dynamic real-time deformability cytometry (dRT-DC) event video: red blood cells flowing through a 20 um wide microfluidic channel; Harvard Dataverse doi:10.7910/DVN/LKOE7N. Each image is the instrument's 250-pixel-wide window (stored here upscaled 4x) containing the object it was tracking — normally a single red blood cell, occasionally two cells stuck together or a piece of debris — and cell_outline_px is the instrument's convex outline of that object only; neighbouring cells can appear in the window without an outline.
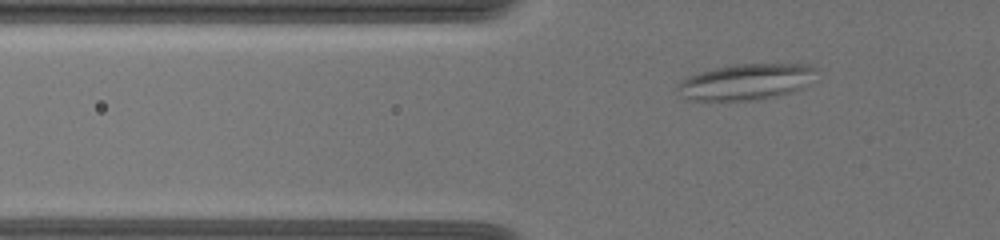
{"species": "common noctule bat (a hibernating species)", "species_latin": "Nyctalus noctula", "temperature_condition": "warm", "stored_images_in_passage": 61, "camera_frame_rate_fps": 3000, "um_per_image_px": 0.085, "animal": {"sex": "female", "body_mass_g": 19.5, "forearm_length_mm": 54.1}, "frame": {"image": 1, "passage_image": 11, "time_ms": 4.0, "image_size_px": [1000, 240], "cell_outline_px": [[816, 68], [804, 88], [792, 92], [760, 100], [688, 100], [676, 88], [676, 84], [700, 72], [740, 64], [812, 64]], "centroid_in_image_um": [63.44, 6.97], "position_along_channel_um": 62.4, "area_um2": 28.55}}
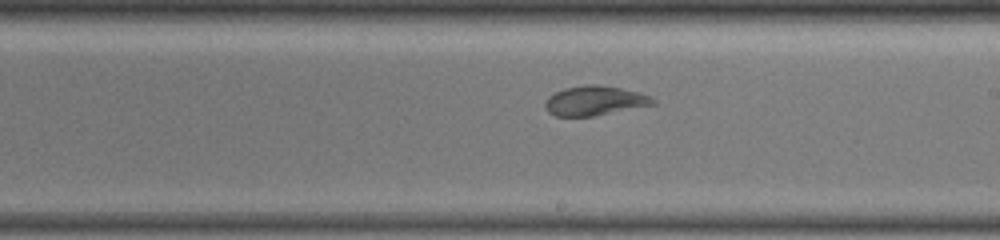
{"frame": {"image": 2, "passage_image": 32, "time_ms": 9.333, "image_size_px": [1000, 240], "cell_outline_px": [[656, 104], [592, 116], [556, 116], [548, 112], [544, 108], [544, 104], [548, 96], [564, 88], [584, 84], [596, 84], [620, 88], [652, 96], [656, 100]], "centroid_in_image_um": [50.53, 8.55], "position_along_channel_um": 238.5, "area_um2": 18.55}}
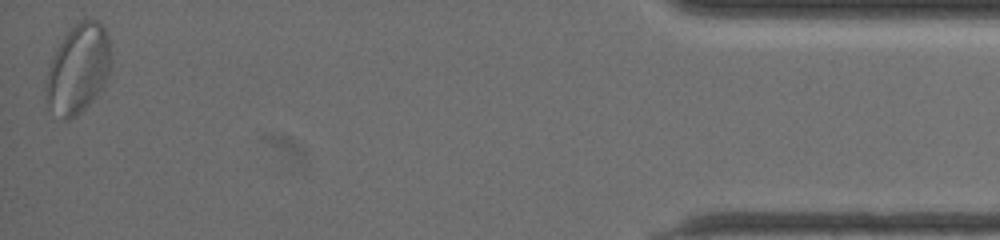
{"frame": {"image": 3, "passage_image": 61, "time_ms": 16.667, "image_size_px": [1000, 240], "cell_outline_px": [[112, 60], [108, 76], [104, 84], [88, 104], [76, 116], [68, 120], [64, 120], [48, 104], [44, 80], [52, 56], [56, 48], [64, 36], [80, 20], [96, 20], [104, 28], [108, 36]], "centroid_in_image_um": [6.64, 5.83], "position_along_channel_um": 428.6, "area_um2": 33.47}, "authors_computed_cell_mechanics": {"area_um2": 19.9988, "velocity_mm_per_s": 3.552, "shape_relaxation_time_tau1_ms": null, "shape_relaxation_time_tau2_ms": 1.3629, "deformation_change_tau1": null, "deformation_change_tau2": 0.0718}}